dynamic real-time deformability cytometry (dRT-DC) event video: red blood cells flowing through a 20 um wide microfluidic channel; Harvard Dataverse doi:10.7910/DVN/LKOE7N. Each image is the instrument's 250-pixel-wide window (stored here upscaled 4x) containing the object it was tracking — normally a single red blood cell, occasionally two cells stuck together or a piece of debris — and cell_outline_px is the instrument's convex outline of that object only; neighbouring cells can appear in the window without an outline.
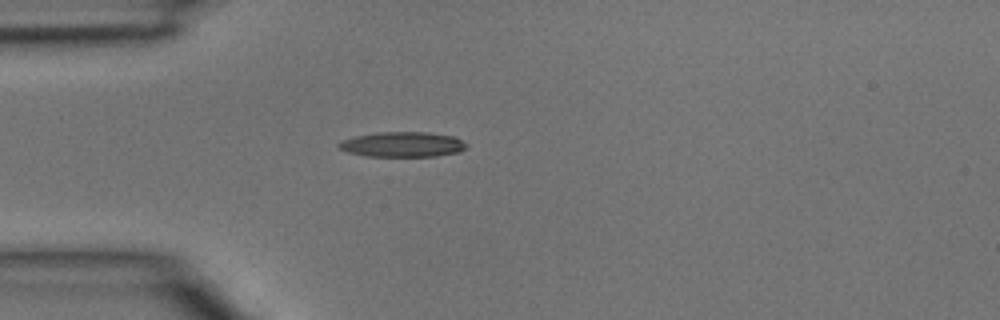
{"species": "common noctule bat (a hibernating species)", "species_latin": "Nyctalus noctula", "temperature_condition": "room temperature", "stored_images_in_passage": 33, "camera_frame_rate_fps": 3000, "um_per_image_px": 0.085, "animal": {"sex": "male", "body_mass_g": 15.6}, "frame": {"image": 1, "passage_image": 1, "time_ms": 0.0, "image_size_px": [1000, 320], "cell_outline_px": [[468, 144], [460, 152], [436, 156], [364, 156], [348, 152], [336, 148], [336, 144], [344, 140], [356, 136], [376, 132], [428, 132], [452, 136]], "centroid_in_image_um": [34.18, 12.28], "position_along_channel_um": 50.8, "area_um2": 18.67}}
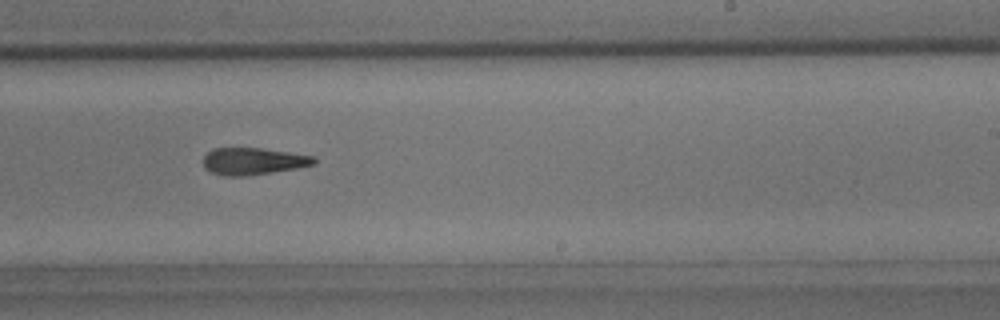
{"frame": {"image": 2, "passage_image": 16, "time_ms": 5.0, "image_size_px": [1000, 320], "cell_outline_px": [[316, 160], [312, 164], [296, 168], [272, 172], [244, 176], [224, 176], [212, 172], [204, 168], [204, 156], [212, 148], [260, 148], [288, 152], [312, 156]], "centroid_in_image_um": [21.46, 13.7], "position_along_channel_um": 267.5, "area_um2": 17.17}}
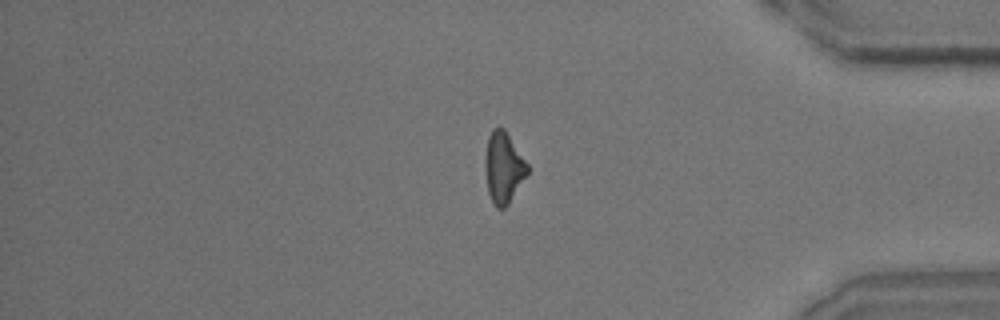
{"frame": {"image": 3, "passage_image": 26, "time_ms": 8.333, "image_size_px": [1000, 320], "cell_outline_px": [[528, 172], [508, 204], [504, 208], [496, 208], [488, 192], [484, 168], [484, 160], [488, 136], [492, 128], [504, 128], [528, 164]], "centroid_in_image_um": [42.77, 14.23], "position_along_channel_um": 392.4, "area_um2": 17.4}}